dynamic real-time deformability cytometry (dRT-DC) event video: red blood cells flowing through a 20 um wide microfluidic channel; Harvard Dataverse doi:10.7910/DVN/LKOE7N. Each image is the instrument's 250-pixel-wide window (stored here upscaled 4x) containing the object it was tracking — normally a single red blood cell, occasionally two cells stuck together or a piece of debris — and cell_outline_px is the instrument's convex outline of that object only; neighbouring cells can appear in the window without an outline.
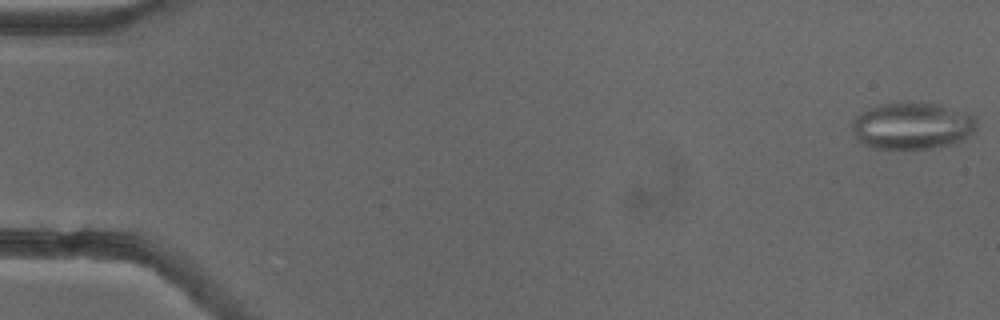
{"species": "common noctule bat (a hibernating species)", "species_latin": "Nyctalus noctula", "temperature_condition": "cold", "stored_images_in_passage": 54, "camera_frame_rate_fps": 3000, "um_per_image_px": 0.085, "animal": {"sex": "female"}, "frame": {"image": 1, "passage_image": 1, "time_ms": 0.0, "image_size_px": [1000, 320], "cell_outline_px": [[976, 128], [964, 140], [952, 144], [932, 148], [872, 148], [856, 140], [852, 128], [852, 120], [856, 116], [868, 108], [880, 104], [912, 100], [940, 104], [976, 116]], "centroid_in_image_um": [77.53, 10.66], "position_along_channel_um": 7.5, "area_um2": 34.56}, "authors_computed_cell_mechanics": {"area_um2": 26.5013, "velocity_mm_per_s": 3.8648, "shape_relaxation_time_tau1_ms": null, "shape_relaxation_time_tau2_ms": 2.9602, "deformation_change_tau1": null, "deformation_change_tau2": 0.1121}}